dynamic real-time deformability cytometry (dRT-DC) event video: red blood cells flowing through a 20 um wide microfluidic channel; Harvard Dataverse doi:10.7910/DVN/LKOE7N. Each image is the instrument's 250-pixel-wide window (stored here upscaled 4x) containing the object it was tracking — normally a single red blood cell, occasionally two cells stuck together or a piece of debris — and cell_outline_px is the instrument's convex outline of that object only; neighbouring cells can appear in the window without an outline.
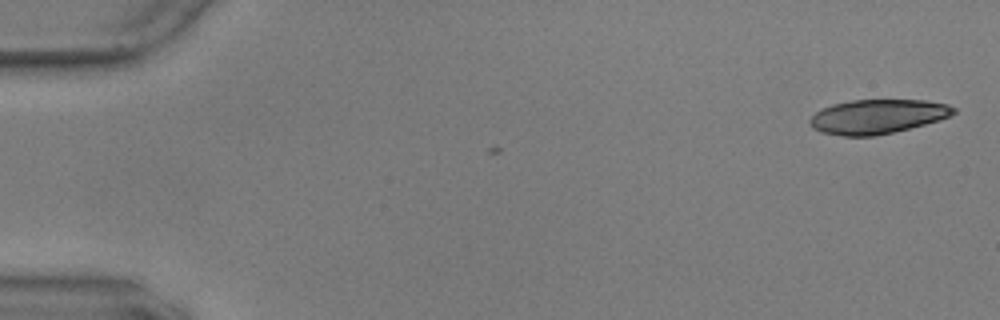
{"species": "common noctule bat (a hibernating species)", "species_latin": "Nyctalus noctula", "temperature_condition": "warm", "stored_images_in_passage": 2, "camera_frame_rate_fps": 3000, "um_per_image_px": 0.085, "animal": {"sex": "male", "body_mass_g": 17.9, "forearm_length_mm": 54.2}, "frame": {"image": 1, "passage_image": 2, "time_ms": 0.333, "image_size_px": [1000, 320], "cell_outline_px": [[956, 112], [940, 120], [876, 136], [844, 136], [820, 132], [812, 128], [808, 124], [808, 120], [816, 112], [832, 104], [852, 100], [924, 100], [948, 104], [956, 108]], "centroid_in_image_um": [74.56, 9.9], "position_along_channel_um": 10.4, "area_um2": 28.67}}